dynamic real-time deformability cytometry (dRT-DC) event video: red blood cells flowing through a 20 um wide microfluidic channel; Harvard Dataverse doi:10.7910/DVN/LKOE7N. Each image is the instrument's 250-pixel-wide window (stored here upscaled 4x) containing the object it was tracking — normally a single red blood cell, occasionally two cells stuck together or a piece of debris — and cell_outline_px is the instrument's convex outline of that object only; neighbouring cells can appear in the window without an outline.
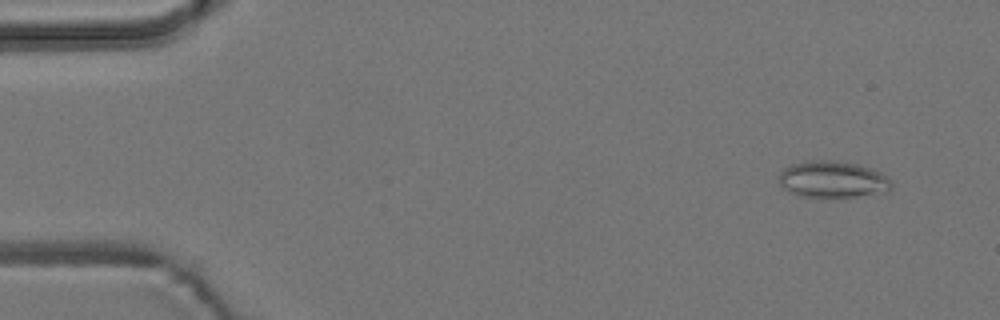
{"species": "common noctule bat (a hibernating species)", "species_latin": "Nyctalus noctula", "temperature_condition": "room temperature", "stored_images_in_passage": 5, "camera_frame_rate_fps": 3000, "um_per_image_px": 0.085, "animal": {"sex": "male", "body_mass_g": 19.2, "forearm_length_mm": 51.8}, "frame": {"image": 1, "passage_image": 1, "time_ms": 0.0, "image_size_px": [1000, 320], "cell_outline_px": [[892, 188], [888, 192], [856, 196], [800, 196], [784, 188], [780, 184], [780, 172], [784, 168], [792, 164], [804, 160], [832, 160], [856, 164], [876, 168], [888, 176], [892, 180]], "centroid_in_image_um": [70.85, 15.22], "position_along_channel_um": 14.2, "area_um2": 24.16}}
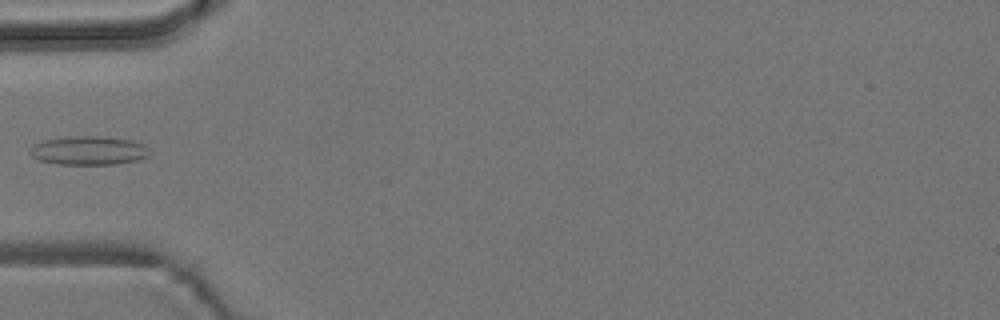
{"frame": {"image": 2, "passage_image": 5, "time_ms": 4.667, "image_size_px": [1000, 320], "cell_outline_px": [[152, 152], [148, 156], [136, 160], [116, 164], [56, 164], [40, 160], [32, 156], [28, 152], [32, 144], [44, 140], [68, 136], [100, 136], [132, 140], [144, 144]], "centroid_in_image_um": [7.53, 12.79], "position_along_channel_um": 77.5, "area_um2": 20.23}}